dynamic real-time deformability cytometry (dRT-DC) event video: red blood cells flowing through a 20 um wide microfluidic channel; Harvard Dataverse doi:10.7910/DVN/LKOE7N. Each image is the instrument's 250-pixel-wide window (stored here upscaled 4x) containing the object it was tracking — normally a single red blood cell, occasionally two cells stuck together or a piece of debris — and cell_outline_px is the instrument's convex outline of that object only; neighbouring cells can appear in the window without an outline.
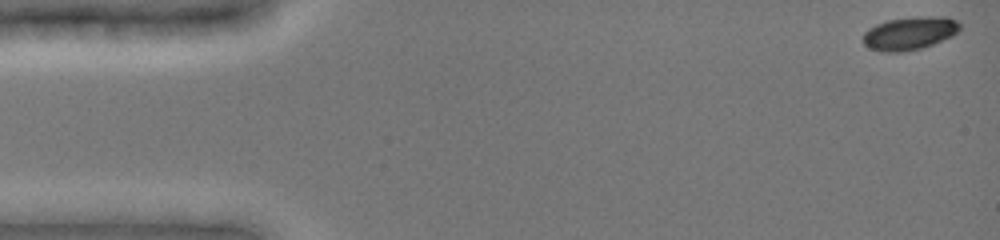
{"species": "common noctule bat (a hibernating species)", "species_latin": "Nyctalus noctula", "temperature_condition": "cold", "stored_images_in_passage": 5, "camera_frame_rate_fps": 3000, "um_per_image_px": 0.085, "animal": {"sex": "female", "body_mass_g": 19.0, "forearm_length_mm": 51.5}, "frame": {"image": 1, "passage_image": 1, "time_ms": 0.0, "image_size_px": [1000, 240], "cell_outline_px": [[960, 28], [952, 36], [924, 48], [900, 52], [880, 52], [864, 44], [864, 32], [868, 28], [876, 24], [888, 20], [916, 16], [948, 16], [956, 20], [960, 24]], "centroid_in_image_um": [77.34, 2.82], "position_along_channel_um": 7.7, "area_um2": 18.79}}
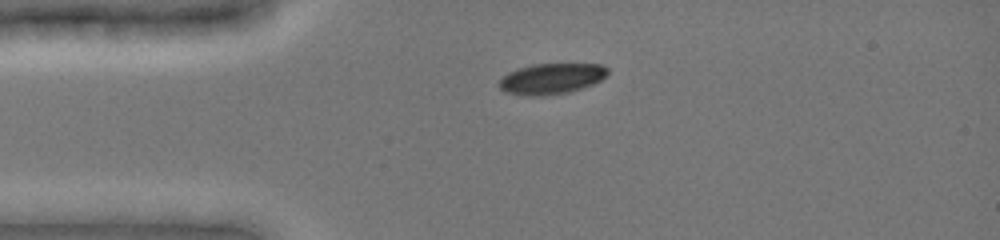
{"frame": {"image": 2, "passage_image": 4, "time_ms": 3.333, "image_size_px": [1000, 240], "cell_outline_px": [[608, 72], [600, 80], [592, 84], [568, 92], [544, 96], [528, 96], [504, 92], [500, 88], [500, 80], [508, 72], [516, 68], [532, 64], [600, 64], [608, 68]], "centroid_in_image_um": [46.83, 6.68], "position_along_channel_um": 38.2, "area_um2": 19.36}}